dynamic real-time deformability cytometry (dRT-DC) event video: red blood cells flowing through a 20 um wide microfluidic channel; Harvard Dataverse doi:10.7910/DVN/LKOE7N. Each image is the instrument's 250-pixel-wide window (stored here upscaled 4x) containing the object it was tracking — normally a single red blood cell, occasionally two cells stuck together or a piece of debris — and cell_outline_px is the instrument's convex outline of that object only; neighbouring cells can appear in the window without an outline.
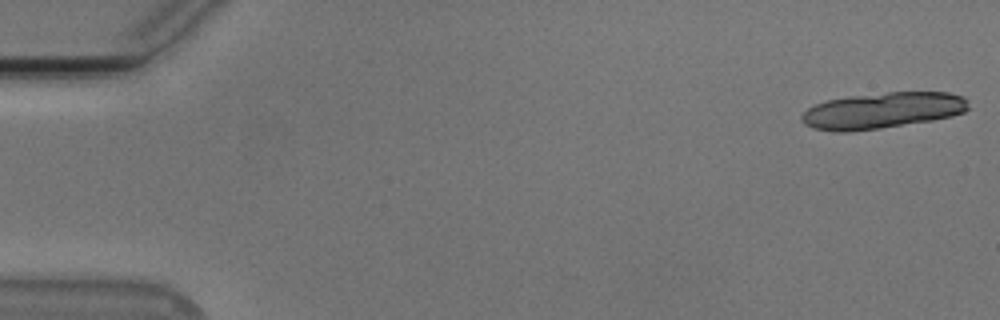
{"species": "Egyptian fruit bat (a non-hibernating species)", "species_latin": "Rousettus aegyptiacus", "temperature_condition": "cold", "stored_images_in_passage": 19, "camera_frame_rate_fps": 3000, "um_per_image_px": 0.085, "animal": {"sex": "male"}, "frame": {"image": 1, "passage_image": 1, "time_ms": 0.0, "image_size_px": [1000, 320], "cell_outline_px": [[968, 108], [964, 112], [952, 116], [932, 120], [880, 128], [848, 132], [836, 132], [812, 128], [804, 124], [800, 120], [800, 116], [808, 108], [816, 104], [828, 100], [852, 96], [888, 92], [948, 92], [964, 96], [968, 100]], "centroid_in_image_um": [75.01, 9.39], "position_along_channel_um": 10.0, "area_um2": 35.08}}